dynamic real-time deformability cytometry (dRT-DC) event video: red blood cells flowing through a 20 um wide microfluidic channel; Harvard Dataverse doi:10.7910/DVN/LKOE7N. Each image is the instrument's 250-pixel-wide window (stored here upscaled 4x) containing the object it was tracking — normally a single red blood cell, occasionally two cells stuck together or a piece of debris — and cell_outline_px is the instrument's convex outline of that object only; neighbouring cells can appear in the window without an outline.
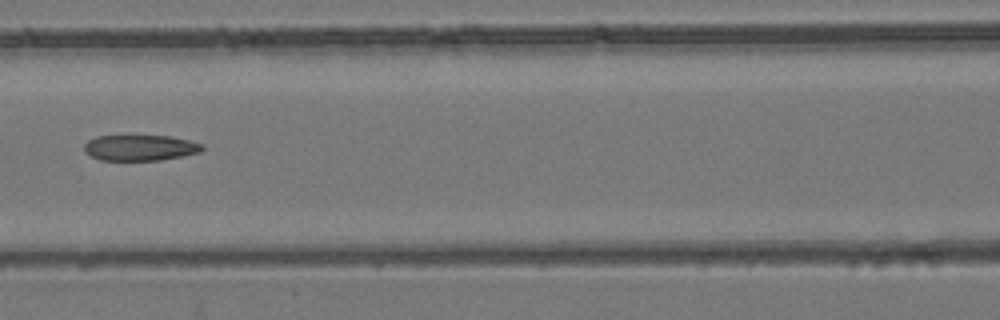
{"species": "common noctule bat (a hibernating species)", "species_latin": "Nyctalus noctula", "temperature_condition": "room temperature", "stored_images_in_passage": 8, "camera_frame_rate_fps": 3000, "um_per_image_px": 0.085, "animal": {"sex": "female", "body_mass_g": 24.6, "forearm_length_mm": 56.2}, "frame": {"image": 1, "passage_image": 7, "time_ms": 8.0, "image_size_px": [1000, 320], "cell_outline_px": [[204, 148], [200, 152], [160, 160], [100, 160], [84, 152], [84, 144], [88, 140], [96, 136], [172, 136], [204, 144]], "centroid_in_image_um": [11.9, 12.55], "position_along_channel_um": 154.7, "area_um2": 17.69}}
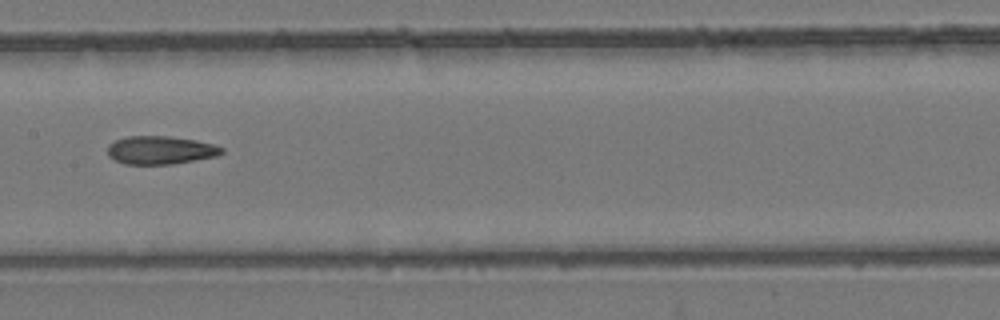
{"frame": {"image": 2, "passage_image": 8, "time_ms": 9.0, "image_size_px": [1000, 320], "cell_outline_px": [[224, 152], [216, 156], [172, 164], [124, 164], [108, 156], [108, 144], [116, 140], [128, 136], [168, 136], [196, 140], [212, 144], [224, 148]], "centroid_in_image_um": [13.63, 12.76], "position_along_channel_um": 193.8, "area_um2": 18.67}}